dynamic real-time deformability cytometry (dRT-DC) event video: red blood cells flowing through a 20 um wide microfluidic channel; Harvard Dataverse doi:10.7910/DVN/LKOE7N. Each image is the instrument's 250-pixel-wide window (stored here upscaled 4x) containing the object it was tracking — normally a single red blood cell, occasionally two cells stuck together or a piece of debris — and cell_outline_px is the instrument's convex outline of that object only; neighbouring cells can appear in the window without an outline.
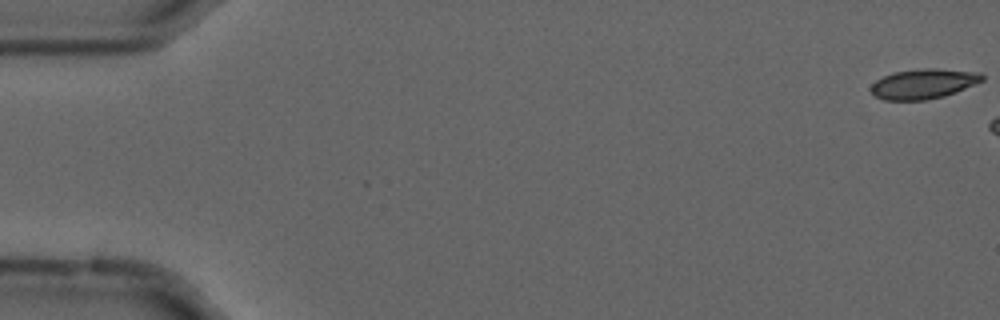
{"species": "common noctule bat (a hibernating species)", "species_latin": "Nyctalus noctula", "temperature_condition": "cold", "stored_images_in_passage": 6, "camera_frame_rate_fps": 3000, "um_per_image_px": 0.085, "animal": {"sex": "male", "forearm_length_mm": 52.5}, "frame": {"image": 1, "passage_image": 1, "time_ms": 0.0, "image_size_px": [1000, 320], "cell_outline_px": [[984, 80], [956, 92], [944, 96], [924, 100], [884, 100], [876, 96], [872, 92], [872, 84], [876, 80], [892, 72], [924, 68], [936, 68], [980, 72], [984, 76]], "centroid_in_image_um": [78.52, 7.11], "position_along_channel_um": 6.5, "area_um2": 19.36}}